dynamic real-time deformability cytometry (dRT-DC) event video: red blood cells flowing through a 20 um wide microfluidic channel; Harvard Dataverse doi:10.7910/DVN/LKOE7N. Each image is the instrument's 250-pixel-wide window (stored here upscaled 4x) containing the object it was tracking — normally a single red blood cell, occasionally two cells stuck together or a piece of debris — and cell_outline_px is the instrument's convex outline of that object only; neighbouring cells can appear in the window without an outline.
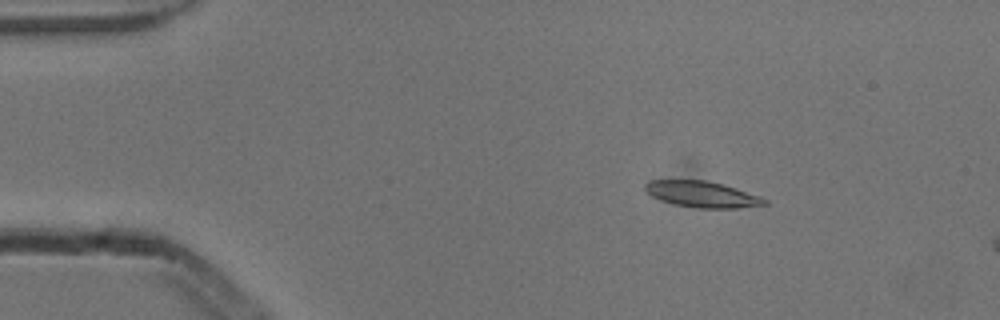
{"species": "common noctule bat (a hibernating species)", "species_latin": "Nyctalus noctula", "temperature_condition": "cold", "stored_images_in_passage": 3, "camera_frame_rate_fps": 3000, "um_per_image_px": 0.085, "animal": {"sex": "male", "body_mass_g": 13.3}, "frame": {"image": 1, "passage_image": 1, "time_ms": 0.0, "image_size_px": [1000, 320], "cell_outline_px": [[768, 204], [740, 208], [696, 208], [672, 204], [660, 200], [652, 196], [644, 188], [644, 184], [648, 180], [704, 180], [724, 184], [760, 196], [768, 200]], "centroid_in_image_um": [59.68, 16.52], "position_along_channel_um": 25.3, "area_um2": 18.32}}